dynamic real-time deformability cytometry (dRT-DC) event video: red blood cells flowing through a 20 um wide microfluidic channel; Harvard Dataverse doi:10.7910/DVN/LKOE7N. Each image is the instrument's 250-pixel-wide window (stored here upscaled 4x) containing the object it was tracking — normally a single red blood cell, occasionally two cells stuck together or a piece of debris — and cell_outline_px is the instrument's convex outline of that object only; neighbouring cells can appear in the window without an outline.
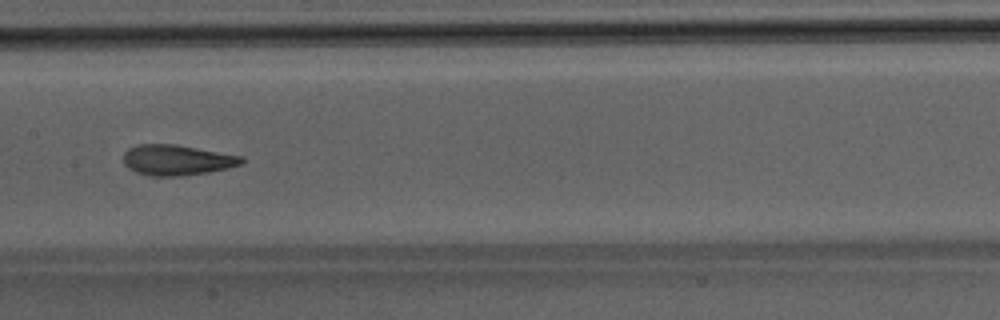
{"species": "Egyptian fruit bat (a non-hibernating species)", "species_latin": "Rousettus aegyptiacus", "temperature_condition": "room temperature", "stored_images_in_passage": 17, "camera_frame_rate_fps": 3000, "um_per_image_px": 0.085, "animal": {"sex": "male"}, "frame": {"image": 1, "passage_image": 15, "time_ms": 4.667, "image_size_px": [1000, 320], "cell_outline_px": [[244, 160], [240, 164], [228, 168], [208, 172], [180, 176], [152, 176], [136, 172], [128, 168], [124, 164], [124, 152], [128, 148], [136, 144], [176, 144], [244, 156]], "centroid_in_image_um": [15.03, 13.59], "position_along_channel_um": 192.4, "area_um2": 21.1}}